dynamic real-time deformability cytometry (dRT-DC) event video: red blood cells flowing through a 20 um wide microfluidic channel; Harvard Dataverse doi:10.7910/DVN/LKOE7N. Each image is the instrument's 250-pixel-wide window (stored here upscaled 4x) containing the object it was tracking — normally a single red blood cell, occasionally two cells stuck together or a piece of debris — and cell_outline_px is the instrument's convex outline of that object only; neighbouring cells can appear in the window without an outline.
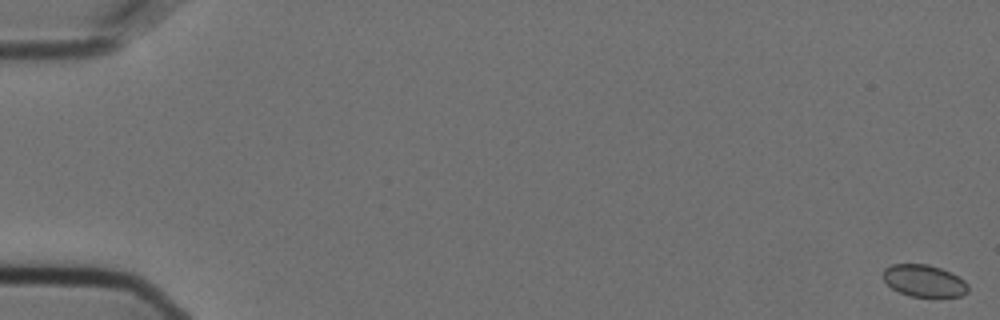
{"species": "Egyptian fruit bat (a non-hibernating species)", "species_latin": "Rousettus aegyptiacus", "temperature_condition": "cold", "stored_images_in_passage": 57, "camera_frame_rate_fps": 3000, "um_per_image_px": 0.085, "animal": {"sex": "female"}, "frame": {"image": 1, "passage_image": 1, "time_ms": 0.0, "image_size_px": [1000, 320], "cell_outline_px": [[968, 292], [960, 296], [912, 296], [900, 292], [892, 288], [884, 280], [880, 272], [884, 268], [892, 264], [928, 264], [952, 272], [964, 280], [968, 284]], "centroid_in_image_um": [78.53, 23.84], "position_along_channel_um": 6.5, "area_um2": 15.9}}
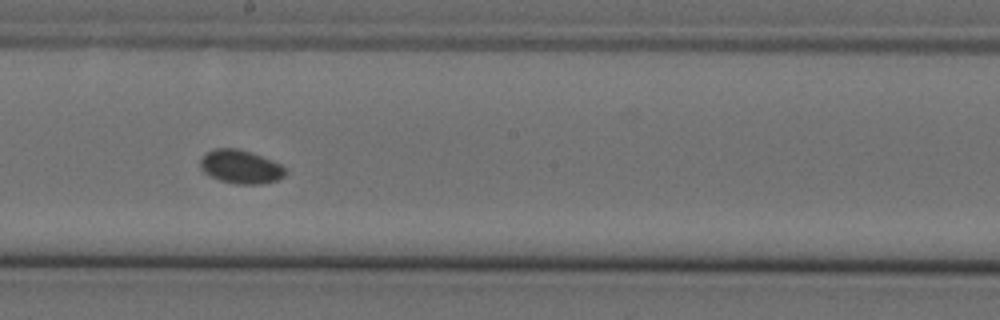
{"frame": {"image": 2, "passage_image": 33, "time_ms": 10.667, "image_size_px": [1000, 320], "cell_outline_px": [[288, 172], [284, 176], [276, 180], [260, 184], [236, 184], [220, 180], [204, 172], [200, 168], [200, 160], [208, 152], [216, 148], [236, 148], [252, 152], [272, 160], [280, 164]], "centroid_in_image_um": [20.47, 14.17], "position_along_channel_um": 227.7, "area_um2": 16.53}}
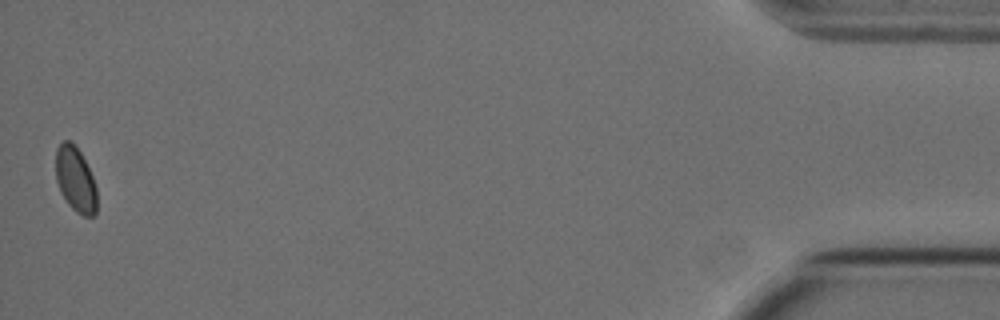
{"frame": {"image": 3, "passage_image": 57, "time_ms": 18.667, "image_size_px": [1000, 320], "cell_outline_px": [[96, 212], [92, 216], [84, 216], [76, 212], [68, 204], [60, 192], [56, 180], [56, 148], [64, 140], [68, 140], [80, 152], [92, 176], [96, 188]], "centroid_in_image_um": [6.4, 15.28], "position_along_channel_um": 428.8, "area_um2": 15.37}}